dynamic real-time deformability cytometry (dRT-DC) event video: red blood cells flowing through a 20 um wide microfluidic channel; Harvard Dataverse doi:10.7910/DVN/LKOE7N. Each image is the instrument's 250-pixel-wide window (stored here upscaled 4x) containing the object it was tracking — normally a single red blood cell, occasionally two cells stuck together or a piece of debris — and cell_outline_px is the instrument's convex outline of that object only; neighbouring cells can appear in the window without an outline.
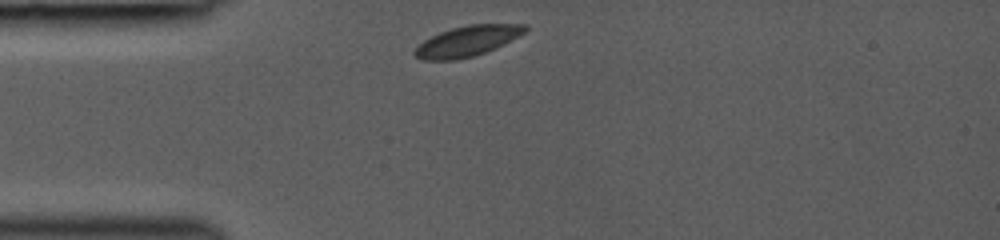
{"species": "common noctule bat (a hibernating species)", "species_latin": "Nyctalus noctula", "temperature_condition": "room temperature", "stored_images_in_passage": 4, "camera_frame_rate_fps": 3000, "um_per_image_px": 0.085, "animal": {"sex": "female", "body_mass_g": 19.0, "forearm_length_mm": 53.3}, "frame": {"image": 1, "passage_image": 1, "time_ms": 0.0, "image_size_px": [1000, 240], "cell_outline_px": [[528, 28], [524, 32], [496, 48], [472, 56], [456, 60], [420, 60], [412, 52], [424, 40], [440, 32], [452, 28], [468, 24], [528, 24]], "centroid_in_image_um": [39.7, 3.49], "position_along_channel_um": 45.3, "area_um2": 19.36}}